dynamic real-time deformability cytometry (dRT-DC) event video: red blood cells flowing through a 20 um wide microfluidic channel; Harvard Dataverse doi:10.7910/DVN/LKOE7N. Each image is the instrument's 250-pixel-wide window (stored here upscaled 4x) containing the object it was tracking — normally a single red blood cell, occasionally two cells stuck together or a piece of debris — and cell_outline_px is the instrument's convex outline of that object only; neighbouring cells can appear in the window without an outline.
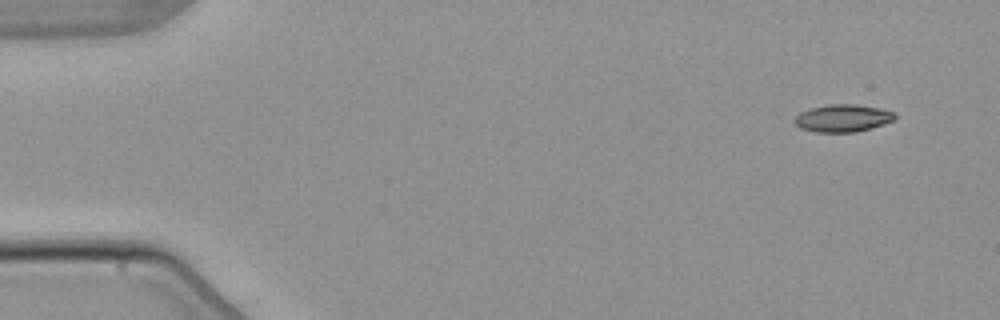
{"species": "common noctule bat (a hibernating species)", "species_latin": "Nyctalus noctula", "temperature_condition": "warm", "stored_images_in_passage": 4, "camera_frame_rate_fps": 3000, "um_per_image_px": 0.085, "animal": {"sex": "male", "body_mass_g": 21.5, "forearm_length_mm": 52.0}, "frame": {"image": 1, "passage_image": 1, "time_ms": 0.0, "image_size_px": [1000, 320], "cell_outline_px": [[896, 116], [892, 120], [884, 124], [872, 128], [856, 132], [816, 132], [800, 128], [792, 120], [800, 112], [812, 108], [828, 104], [856, 104], [880, 108], [896, 112]], "centroid_in_image_um": [71.64, 10.04], "position_along_channel_um": 13.4, "area_um2": 16.13}}